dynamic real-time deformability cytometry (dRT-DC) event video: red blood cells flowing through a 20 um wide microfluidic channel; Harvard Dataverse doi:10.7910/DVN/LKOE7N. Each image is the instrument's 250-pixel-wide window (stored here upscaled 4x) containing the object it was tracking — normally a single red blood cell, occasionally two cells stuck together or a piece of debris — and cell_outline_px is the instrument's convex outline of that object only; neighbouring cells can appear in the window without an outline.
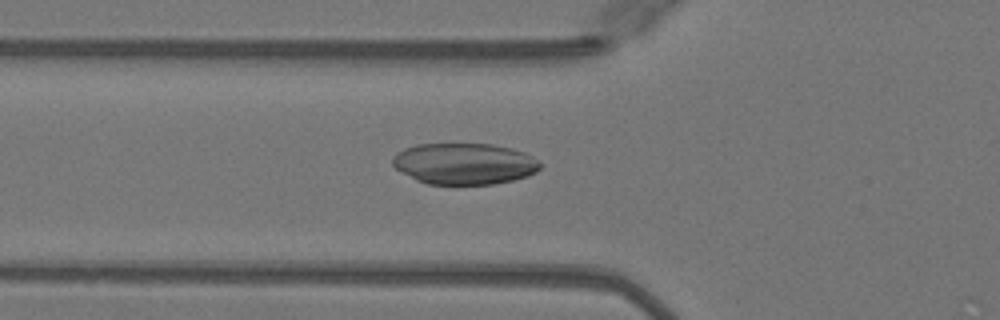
{"species": "Egyptian fruit bat (a non-hibernating species)", "species_latin": "Rousettus aegyptiacus", "temperature_condition": "warm", "stored_images_in_passage": 50, "camera_frame_rate_fps": 3000, "um_per_image_px": 0.085, "animal": {"sex": "female"}, "frame": {"image": 1, "passage_image": 18, "time_ms": 5.667, "image_size_px": [1000, 320], "cell_outline_px": [[540, 168], [536, 172], [528, 176], [512, 180], [492, 184], [428, 184], [416, 180], [396, 168], [392, 164], [392, 156], [396, 152], [404, 148], [416, 144], [492, 144], [512, 148], [524, 152], [540, 160]], "centroid_in_image_um": [39.47, 13.91], "position_along_channel_um": 86.3, "area_um2": 35.66}}
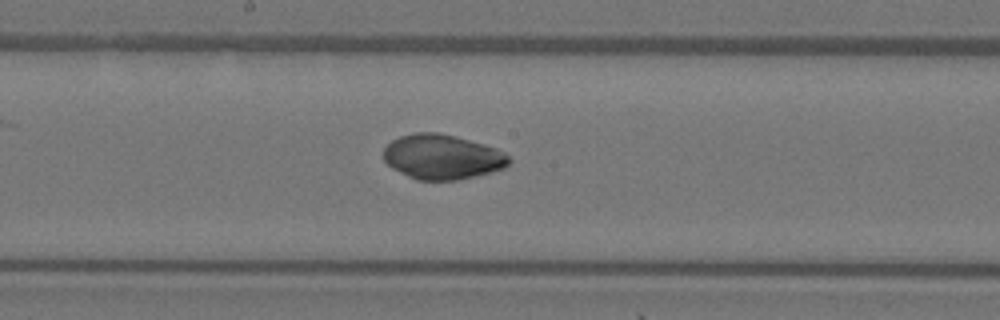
{"frame": {"image": 2, "passage_image": 27, "time_ms": 8.667, "image_size_px": [1000, 320], "cell_outline_px": [[512, 160], [504, 168], [492, 172], [456, 180], [416, 180], [392, 168], [384, 160], [384, 148], [392, 140], [400, 136], [416, 132], [436, 132], [484, 144], [496, 148], [504, 152]], "centroid_in_image_um": [37.59, 13.34], "position_along_channel_um": 210.6, "area_um2": 32.6}}
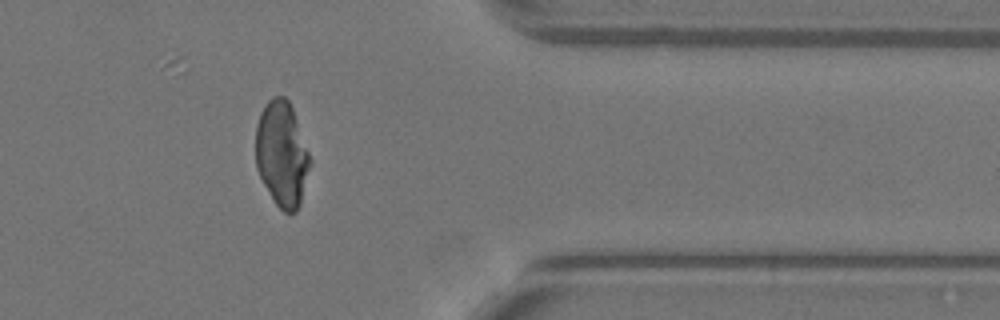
{"frame": {"image": 3, "passage_image": 41, "time_ms": 13.333, "image_size_px": [1000, 320], "cell_outline_px": [[312, 160], [300, 204], [296, 212], [284, 212], [276, 204], [264, 184], [256, 168], [256, 124], [260, 112], [268, 100], [272, 96], [284, 96], [288, 100], [292, 108]], "centroid_in_image_um": [23.96, 13.08], "position_along_channel_um": 387.4, "area_um2": 33.29}}